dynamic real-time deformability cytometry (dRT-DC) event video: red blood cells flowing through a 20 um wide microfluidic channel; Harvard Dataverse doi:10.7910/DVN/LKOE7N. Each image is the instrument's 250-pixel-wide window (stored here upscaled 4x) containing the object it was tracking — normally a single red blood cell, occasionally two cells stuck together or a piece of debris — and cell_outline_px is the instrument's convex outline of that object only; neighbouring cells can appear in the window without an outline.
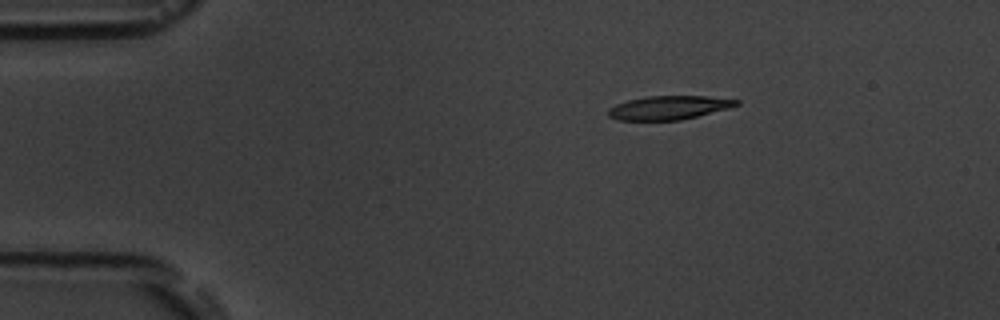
{"species": "common noctule bat (a hibernating species)", "species_latin": "Nyctalus noctula", "temperature_condition": "room temperature", "stored_images_in_passage": 3, "camera_frame_rate_fps": 3000, "um_per_image_px": 0.085, "animal": {"sex": "male", "body_mass_g": 19.5, "forearm_length_mm": 54.6}, "frame": {"image": 1, "passage_image": 1, "time_ms": 0.0, "image_size_px": [1000, 320], "cell_outline_px": [[740, 104], [728, 108], [680, 120], [616, 120], [608, 116], [608, 108], [616, 104], [628, 100], [648, 96], [704, 96], [740, 100]], "centroid_in_image_um": [56.81, 9.15], "position_along_channel_um": 28.2, "area_um2": 17.57}}